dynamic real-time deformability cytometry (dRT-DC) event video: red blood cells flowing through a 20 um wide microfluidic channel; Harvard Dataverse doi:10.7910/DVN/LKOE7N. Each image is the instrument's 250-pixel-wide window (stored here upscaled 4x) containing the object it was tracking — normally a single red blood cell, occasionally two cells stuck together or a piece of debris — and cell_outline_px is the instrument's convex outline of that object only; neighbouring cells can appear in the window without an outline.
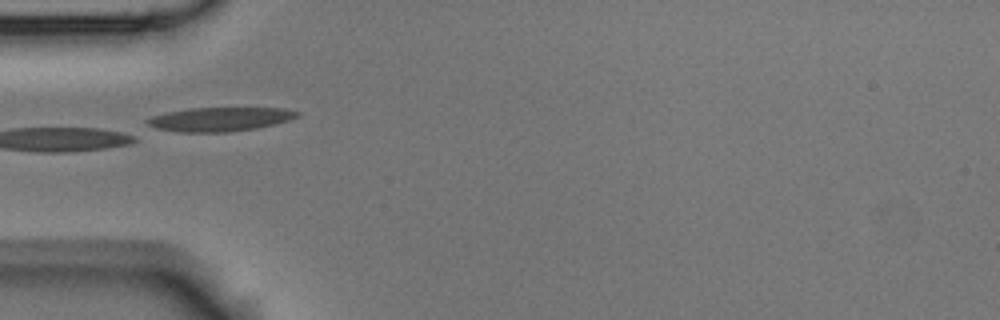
{"species": "Egyptian fruit bat (a non-hibernating species)", "species_latin": "Rousettus aegyptiacus", "temperature_condition": "room temperature", "stored_images_in_passage": 7, "camera_frame_rate_fps": 3000, "um_per_image_px": 0.085, "animal": {"sex": "male"}, "frame": {"image": 1, "passage_image": 6, "time_ms": 1.667, "image_size_px": [1000, 320], "cell_outline_px": [[300, 112], [296, 116], [288, 120], [256, 128], [228, 132], [180, 132], [144, 128], [144, 120], [152, 116], [168, 112], [192, 108], [284, 108]], "centroid_in_image_um": [18.53, 10.15], "position_along_channel_um": 66.5, "area_um2": 21.1}}